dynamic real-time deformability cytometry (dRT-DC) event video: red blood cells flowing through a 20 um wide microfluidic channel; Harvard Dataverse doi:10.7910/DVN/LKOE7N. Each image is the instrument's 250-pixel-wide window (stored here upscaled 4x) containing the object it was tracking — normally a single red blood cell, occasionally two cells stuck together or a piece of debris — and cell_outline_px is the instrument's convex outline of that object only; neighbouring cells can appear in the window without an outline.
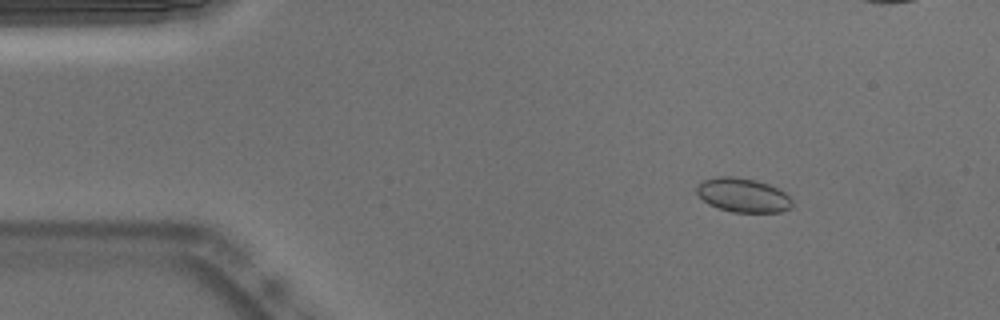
{"species": "Egyptian fruit bat (a non-hibernating species)", "species_latin": "Rousettus aegyptiacus", "temperature_condition": "warm", "stored_images_in_passage": 52, "camera_frame_rate_fps": 3000, "um_per_image_px": 0.085, "animal": {"sex": "male"}, "frame": {"image": 1, "passage_image": 5, "time_ms": 1.333, "image_size_px": [1000, 320], "cell_outline_px": [[792, 208], [780, 212], [732, 212], [716, 208], [708, 204], [696, 192], [696, 188], [704, 180], [716, 176], [732, 176], [756, 180], [768, 184], [784, 192], [792, 200]], "centroid_in_image_um": [63.15, 16.6], "position_along_channel_um": 21.9, "area_um2": 18.96}}
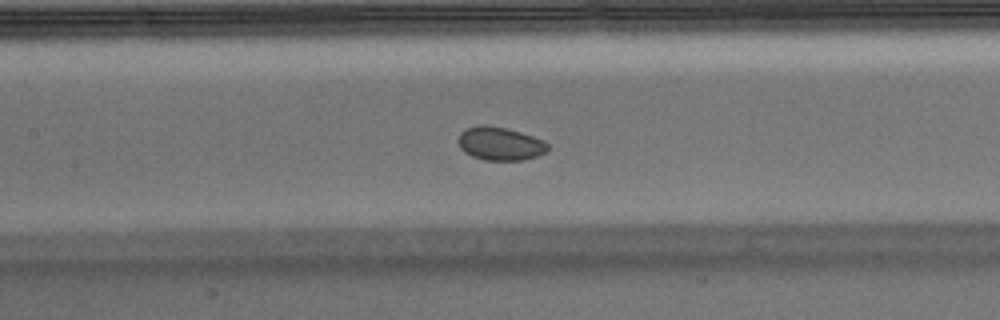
{"frame": {"image": 2, "passage_image": 22, "time_ms": 7.0, "image_size_px": [1000, 320], "cell_outline_px": [[548, 148], [544, 152], [536, 156], [524, 160], [484, 160], [472, 156], [464, 152], [460, 148], [460, 132], [464, 128], [480, 124], [484, 124], [504, 128], [520, 132], [544, 140], [548, 144]], "centroid_in_image_um": [42.49, 12.2], "position_along_channel_um": 164.9, "area_um2": 17.28}}
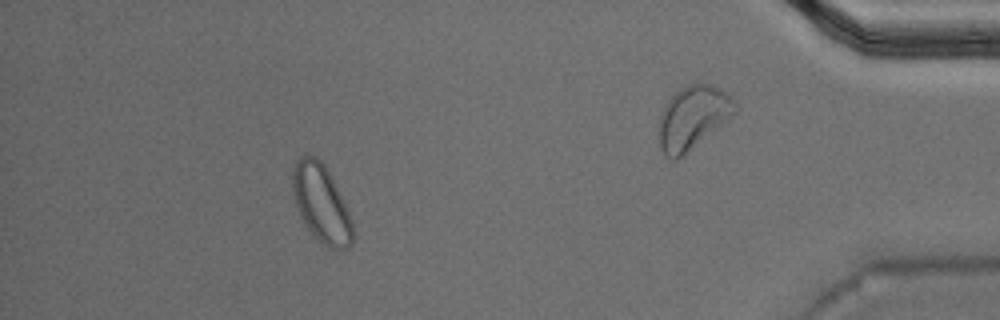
{"frame": {"image": 3, "passage_image": 46, "time_ms": 15.0, "image_size_px": [1000, 320], "cell_outline_px": [[352, 244], [348, 248], [328, 248], [312, 236], [300, 216], [292, 192], [292, 172], [296, 160], [300, 156], [308, 152], [316, 156], [324, 164], [352, 220]], "centroid_in_image_um": [27.26, 17.28], "position_along_channel_um": 407.9, "area_um2": 27.05}}